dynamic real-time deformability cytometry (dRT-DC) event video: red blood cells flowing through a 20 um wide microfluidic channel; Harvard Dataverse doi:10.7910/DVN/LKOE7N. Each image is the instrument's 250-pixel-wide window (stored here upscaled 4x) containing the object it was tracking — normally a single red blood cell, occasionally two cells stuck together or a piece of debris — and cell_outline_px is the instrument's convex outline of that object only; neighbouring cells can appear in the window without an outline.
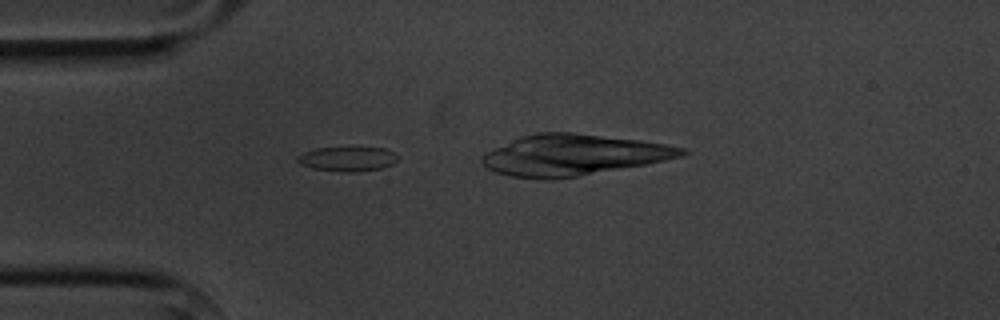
{"species": "common noctule bat (a hibernating species)", "species_latin": "Nyctalus noctula", "temperature_condition": "cold", "stored_images_in_passage": 4, "camera_frame_rate_fps": 3000, "um_per_image_px": 0.085, "animal": {"sex": "male", "body_mass_g": 20.1, "forearm_length_mm": 53.5}, "frame": {"image": 1, "passage_image": 3, "time_ms": 2.333, "image_size_px": [1000, 320], "cell_outline_px": [[396, 160], [392, 164], [380, 168], [356, 172], [340, 172], [312, 168], [300, 164], [296, 160], [296, 156], [304, 152], [316, 148], [348, 144], [384, 148], [392, 152], [396, 156]], "centroid_in_image_um": [29.49, 13.45], "position_along_channel_um": 55.5, "area_um2": 15.14}}